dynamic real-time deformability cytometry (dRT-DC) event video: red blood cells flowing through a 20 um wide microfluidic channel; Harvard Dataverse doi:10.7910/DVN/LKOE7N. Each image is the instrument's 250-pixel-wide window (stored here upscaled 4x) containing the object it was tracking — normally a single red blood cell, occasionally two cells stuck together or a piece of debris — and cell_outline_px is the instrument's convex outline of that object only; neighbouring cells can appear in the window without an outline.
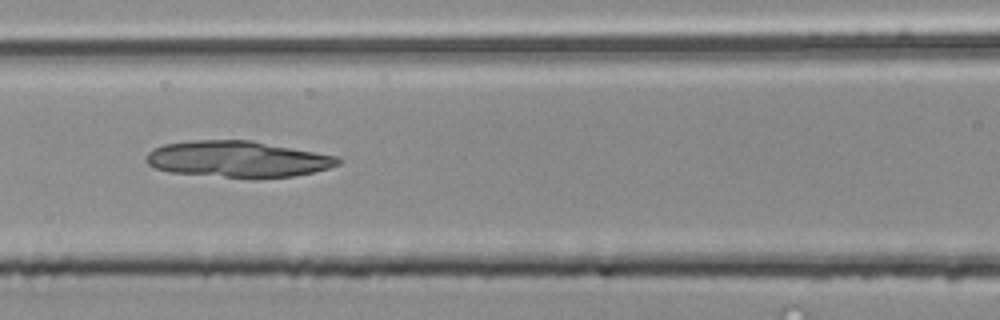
{"species": "common noctule bat (a hibernating species)", "species_latin": "Nyctalus noctula", "temperature_condition": "room temperature", "stored_images_in_passage": 5, "camera_frame_rate_fps": 3000, "um_per_image_px": 0.085, "animal": {"sex": "male", "body_mass_g": 20.4}, "frame": {"image": 1, "passage_image": 5, "time_ms": 1.333, "image_size_px": [1000, 320], "cell_outline_px": [[340, 164], [328, 168], [312, 172], [292, 176], [252, 180], [168, 172], [156, 168], [148, 164], [144, 160], [148, 152], [152, 148], [164, 144], [188, 140], [252, 140], [340, 156]], "centroid_in_image_um": [20.2, 13.54], "position_along_channel_um": 146.4, "area_um2": 41.5}}